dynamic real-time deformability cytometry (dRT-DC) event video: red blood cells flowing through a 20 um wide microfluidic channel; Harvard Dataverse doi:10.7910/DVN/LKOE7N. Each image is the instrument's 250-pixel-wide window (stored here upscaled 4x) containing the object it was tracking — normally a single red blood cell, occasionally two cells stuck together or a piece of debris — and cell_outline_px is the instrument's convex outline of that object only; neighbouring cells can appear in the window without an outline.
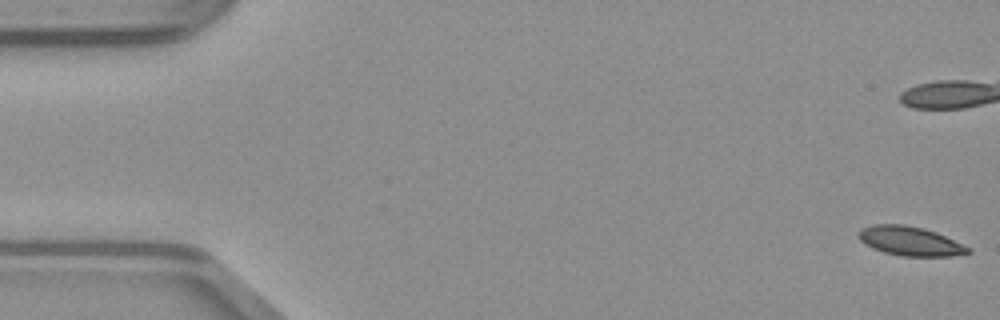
{"species": "common noctule bat (a hibernating species)", "species_latin": "Nyctalus noctula", "temperature_condition": "warm", "stored_images_in_passage": 50, "camera_frame_rate_fps": 3000, "um_per_image_px": 0.085, "animal": {"sex": "male", "body_mass_g": 23.1, "forearm_length_mm": 52.7}, "frame": {"image": 1, "passage_image": 1, "time_ms": 0.0, "image_size_px": [1000, 320], "cell_outline_px": [[972, 252], [952, 256], [900, 256], [884, 252], [872, 248], [860, 240], [860, 228], [872, 224], [904, 224], [924, 228], [936, 232], [972, 248]], "centroid_in_image_um": [77.38, 20.49], "position_along_channel_um": 7.6, "area_um2": 18.67}}